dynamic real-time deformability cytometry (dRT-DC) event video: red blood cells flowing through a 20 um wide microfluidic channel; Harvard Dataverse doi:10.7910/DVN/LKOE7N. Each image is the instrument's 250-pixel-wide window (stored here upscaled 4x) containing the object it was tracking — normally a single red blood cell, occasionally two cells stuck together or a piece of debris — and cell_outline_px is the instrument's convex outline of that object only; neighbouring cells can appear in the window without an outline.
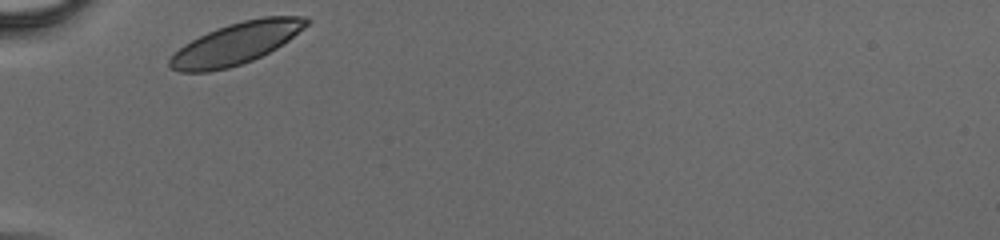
{"species": "human", "species_latin": "Homo sapiens", "temperature_condition": "cold", "stored_images_in_passage": 25, "camera_frame_rate_fps": 3000, "um_per_image_px": 0.085, "donor": {"sex": "male"}, "frame": {"image": 1, "passage_image": 1, "time_ms": 0.0, "image_size_px": [1000, 240], "cell_outline_px": [[312, 20], [304, 28], [288, 40], [276, 48], [252, 60], [228, 68], [208, 72], [180, 72], [172, 68], [168, 64], [168, 60], [184, 44], [208, 32], [228, 24], [244, 20], [264, 16], [308, 16]], "centroid_in_image_um": [20.09, 3.68], "position_along_channel_um": 64.9, "area_um2": 32.83}}
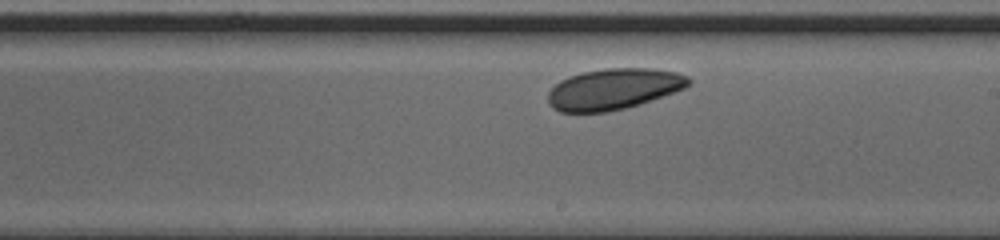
{"frame": {"image": 2, "passage_image": 14, "time_ms": 4.333, "image_size_px": [1000, 240], "cell_outline_px": [[692, 84], [684, 88], [640, 104], [608, 112], [560, 112], [552, 108], [548, 104], [548, 92], [560, 80], [568, 76], [584, 72], [604, 68], [652, 68], [676, 72], [688, 76], [692, 80]], "centroid_in_image_um": [52.15, 7.56], "position_along_channel_um": 236.8, "area_um2": 33.7}}
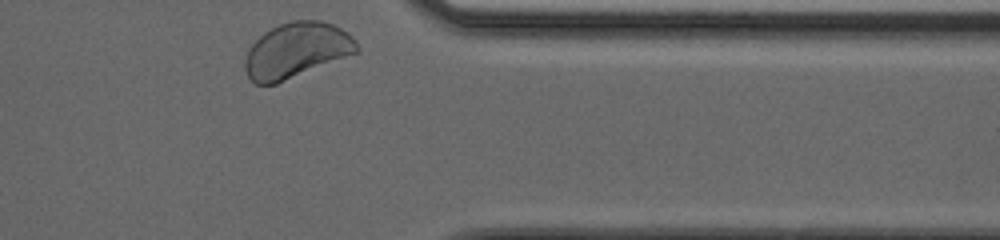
{"frame": {"image": 3, "passage_image": 25, "time_ms": 8.0, "image_size_px": [1000, 240], "cell_outline_px": [[360, 52], [276, 84], [256, 84], [248, 76], [244, 68], [244, 56], [248, 48], [264, 32], [280, 24], [292, 20], [320, 20], [332, 24], [348, 32], [356, 40], [360, 48]], "centroid_in_image_um": [25.22, 4.28], "position_along_channel_um": 386.2, "area_um2": 36.3}}